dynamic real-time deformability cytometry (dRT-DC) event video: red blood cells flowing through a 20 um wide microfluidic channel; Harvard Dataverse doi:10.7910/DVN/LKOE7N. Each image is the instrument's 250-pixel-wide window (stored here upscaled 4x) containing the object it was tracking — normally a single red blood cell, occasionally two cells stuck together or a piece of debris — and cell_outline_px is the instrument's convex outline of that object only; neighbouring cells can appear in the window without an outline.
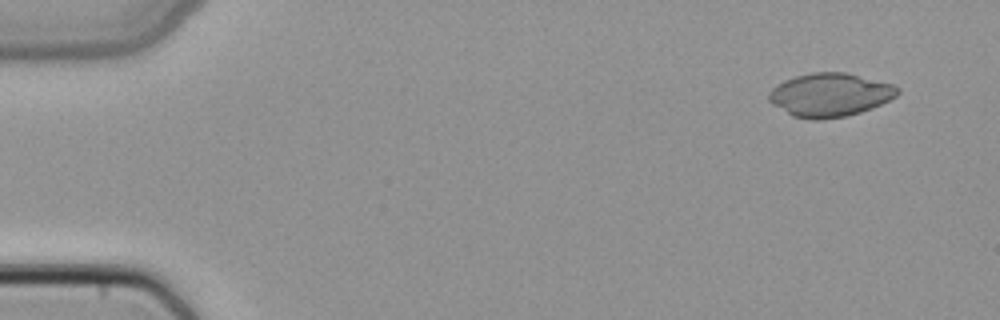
{"species": "common noctule bat (a hibernating species)", "species_latin": "Nyctalus noctula", "temperature_condition": "cold", "stored_images_in_passage": 4, "segment_of_instrument_passage": [2, 2], "camera_frame_rate_fps": 3000, "um_per_image_px": 0.085, "animal": {"sex": "female", "body_mass_g": 22.7, "forearm_length_mm": 54.2}, "frame": {"image": 1, "passage_image": 4, "time_ms": 1.0, "image_size_px": [1000, 320], "cell_outline_px": [[900, 92], [896, 96], [872, 108], [860, 112], [844, 116], [820, 120], [812, 120], [792, 116], [772, 104], [768, 100], [768, 92], [772, 88], [784, 80], [796, 76], [812, 72], [844, 72], [892, 84], [900, 88]], "centroid_in_image_um": [70.52, 8.07], "position_along_channel_um": 14.5, "area_um2": 32.54}}